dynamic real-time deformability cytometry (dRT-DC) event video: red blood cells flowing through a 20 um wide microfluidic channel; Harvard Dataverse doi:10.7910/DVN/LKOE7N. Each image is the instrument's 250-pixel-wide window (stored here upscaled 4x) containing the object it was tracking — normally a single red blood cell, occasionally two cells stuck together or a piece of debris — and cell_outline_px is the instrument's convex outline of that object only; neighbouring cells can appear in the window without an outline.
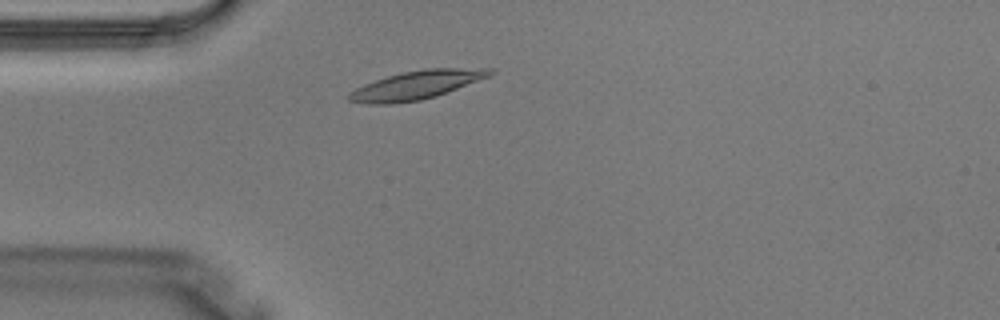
{"species": "Egyptian fruit bat (a non-hibernating species)", "species_latin": "Rousettus aegyptiacus", "temperature_condition": "warm", "stored_images_in_passage": 1, "camera_frame_rate_fps": 3000, "um_per_image_px": 0.085, "animal": {"sex": "male"}, "frame": {"image": 1, "passage_image": 1, "time_ms": 0.0, "image_size_px": [1000, 320], "cell_outline_px": [[496, 72], [488, 76], [436, 96], [420, 100], [392, 104], [368, 104], [348, 100], [348, 96], [356, 88], [364, 84], [388, 76], [404, 72], [424, 68], [492, 68]], "centroid_in_image_um": [35.4, 7.22], "position_along_channel_um": 49.6, "area_um2": 23.06}}